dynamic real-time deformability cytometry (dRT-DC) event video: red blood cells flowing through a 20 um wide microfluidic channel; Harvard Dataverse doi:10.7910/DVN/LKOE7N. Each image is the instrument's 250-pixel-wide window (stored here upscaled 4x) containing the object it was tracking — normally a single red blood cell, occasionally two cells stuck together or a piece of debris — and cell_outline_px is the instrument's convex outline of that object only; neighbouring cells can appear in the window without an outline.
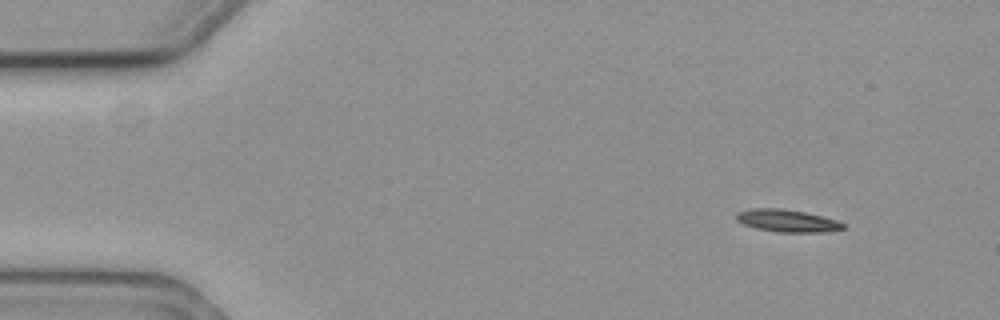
{"species": "common noctule bat (a hibernating species)", "species_latin": "Nyctalus noctula", "temperature_condition": "cold", "stored_images_in_passage": 48, "camera_frame_rate_fps": 3000, "um_per_image_px": 0.085, "animal": {"sex": "female", "body_mass_g": 19.3, "forearm_length_mm": 54.1}, "frame": {"image": 1, "passage_image": 1, "time_ms": 0.0, "image_size_px": [1000, 320], "cell_outline_px": [[844, 228], [824, 232], [776, 232], [756, 228], [744, 224], [736, 220], [736, 212], [752, 208], [780, 208], [804, 212], [836, 220], [844, 224]], "centroid_in_image_um": [66.86, 18.76], "position_along_channel_um": 18.1, "area_um2": 13.81}}
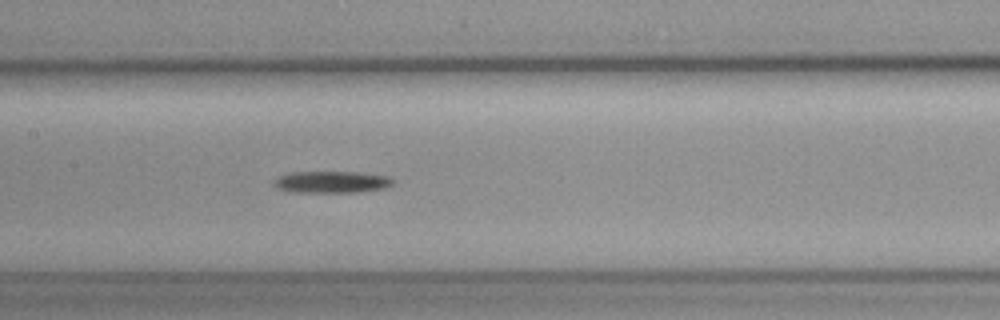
{"frame": {"image": 2, "passage_image": 23, "time_ms": 7.333, "image_size_px": [1000, 320], "cell_outline_px": [[392, 184], [384, 188], [356, 192], [296, 192], [276, 188], [272, 184], [280, 176], [288, 172], [352, 172], [388, 176], [392, 180]], "centroid_in_image_um": [28.14, 15.47], "position_along_channel_um": 179.3, "area_um2": 14.85}}
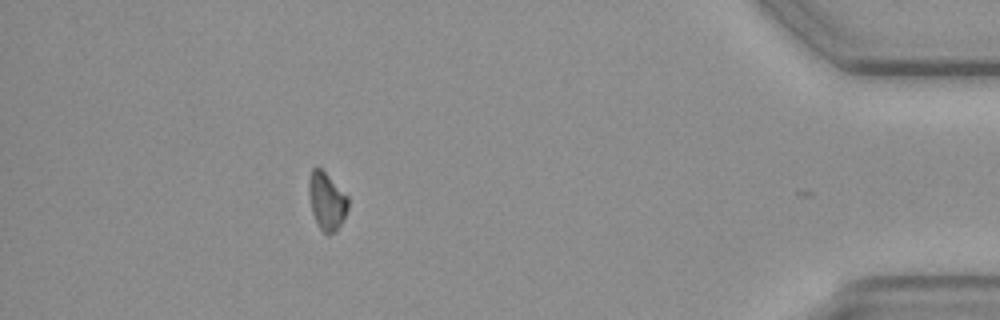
{"frame": {"image": 3, "passage_image": 47, "time_ms": 15.333, "image_size_px": [1000, 320], "cell_outline_px": [[348, 208], [344, 220], [336, 232], [328, 236], [320, 228], [312, 212], [308, 192], [308, 180], [312, 168], [320, 168], [348, 196]], "centroid_in_image_um": [27.78, 17.13], "position_along_channel_um": 407.4, "area_um2": 13.18}, "authors_computed_cell_mechanics": {"area_um2": 14.3633, "velocity_mm_per_s": 3.5657, "shape_relaxation_time_tau1_ms": 11.2418, "shape_relaxation_time_tau2_ms": null, "deformation_change_tau1": 0.2768, "deformation_change_tau2": null}}